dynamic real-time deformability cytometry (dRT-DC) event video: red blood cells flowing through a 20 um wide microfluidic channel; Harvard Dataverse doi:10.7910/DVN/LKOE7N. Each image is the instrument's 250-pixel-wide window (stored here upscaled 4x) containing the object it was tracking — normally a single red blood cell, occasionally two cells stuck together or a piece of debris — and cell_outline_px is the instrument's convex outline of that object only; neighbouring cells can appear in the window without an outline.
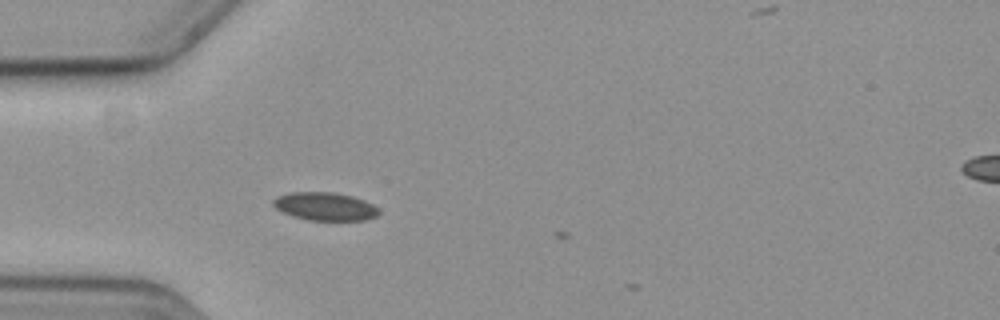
{"species": "common noctule bat (a hibernating species)", "species_latin": "Nyctalus noctula", "temperature_condition": "cold", "stored_images_in_passage": 4, "camera_frame_rate_fps": 3000, "um_per_image_px": 0.085, "animal": {"sex": "female", "body_mass_g": 19.3, "forearm_length_mm": 54.1}, "frame": {"image": 1, "passage_image": 3, "time_ms": 0.667, "image_size_px": [1000, 320], "cell_outline_px": [[380, 212], [376, 216], [368, 220], [308, 220], [292, 216], [276, 208], [272, 204], [272, 200], [276, 196], [292, 192], [332, 192], [352, 196], [364, 200], [380, 208]], "centroid_in_image_um": [27.64, 17.54], "position_along_channel_um": 57.4, "area_um2": 17.4}}